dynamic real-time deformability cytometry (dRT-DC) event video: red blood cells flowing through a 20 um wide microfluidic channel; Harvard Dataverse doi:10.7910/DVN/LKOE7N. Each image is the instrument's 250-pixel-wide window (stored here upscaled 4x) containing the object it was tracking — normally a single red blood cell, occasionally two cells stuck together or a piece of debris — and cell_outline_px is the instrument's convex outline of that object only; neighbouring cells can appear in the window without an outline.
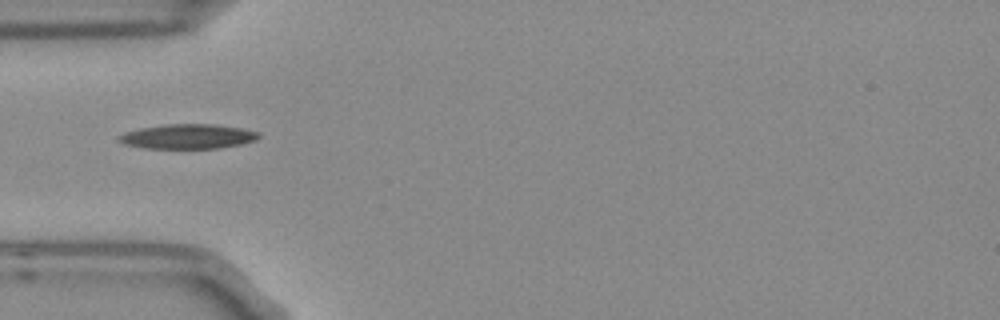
{"species": "Egyptian fruit bat (a non-hibernating species)", "species_latin": "Rousettus aegyptiacus", "temperature_condition": "room temperature", "stored_images_in_passage": 4, "segment_of_instrument_passage": [2, 2], "camera_frame_rate_fps": 3000, "um_per_image_px": 0.085, "frame": {"image": 1, "passage_image": 4, "time_ms": 1.0, "image_size_px": [1000, 320], "cell_outline_px": [[260, 136], [256, 140], [240, 144], [220, 148], [144, 148], [124, 144], [116, 140], [116, 136], [124, 132], [140, 128], [164, 124], [216, 124], [240, 128], [260, 132]], "centroid_in_image_um": [15.93, 11.59], "position_along_channel_um": 69.1, "area_um2": 20.23}}